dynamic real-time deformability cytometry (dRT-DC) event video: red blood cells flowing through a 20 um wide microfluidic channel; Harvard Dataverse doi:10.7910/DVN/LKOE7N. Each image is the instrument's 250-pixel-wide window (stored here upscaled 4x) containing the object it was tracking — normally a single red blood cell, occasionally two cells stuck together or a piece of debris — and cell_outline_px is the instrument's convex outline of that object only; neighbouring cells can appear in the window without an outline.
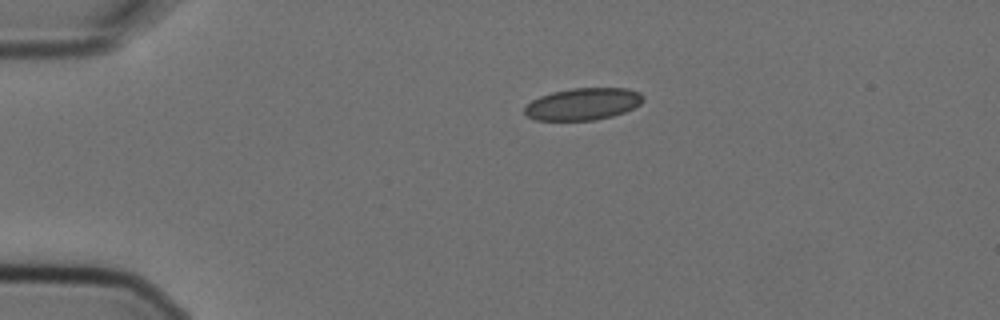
{"species": "Egyptian fruit bat (a non-hibernating species)", "species_latin": "Rousettus aegyptiacus", "temperature_condition": "cold", "stored_images_in_passage": 3, "camera_frame_rate_fps": 3000, "um_per_image_px": 0.085, "animal": {"sex": "female"}, "frame": {"image": 1, "passage_image": 1, "time_ms": 0.0, "image_size_px": [1000, 320], "cell_outline_px": [[644, 100], [640, 104], [624, 112], [612, 116], [596, 120], [536, 120], [528, 116], [524, 112], [524, 108], [532, 100], [540, 96], [552, 92], [572, 88], [628, 88], [640, 92], [644, 96]], "centroid_in_image_um": [49.58, 8.83], "position_along_channel_um": 35.4, "area_um2": 22.14}}
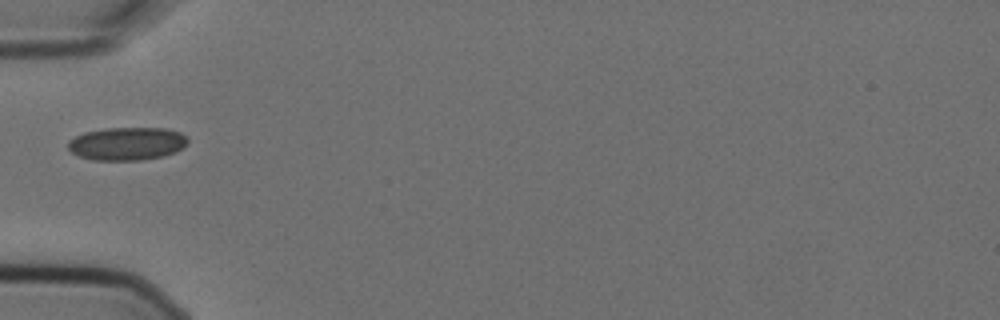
{"frame": {"image": 2, "passage_image": 3, "time_ms": 0.667, "image_size_px": [1000, 320], "cell_outline_px": [[188, 140], [176, 152], [164, 156], [140, 160], [92, 160], [80, 156], [72, 152], [68, 148], [68, 140], [84, 132], [108, 128], [164, 128], [180, 132], [188, 136]], "centroid_in_image_um": [10.79, 12.21], "position_along_channel_um": 74.2, "area_um2": 23.0}}